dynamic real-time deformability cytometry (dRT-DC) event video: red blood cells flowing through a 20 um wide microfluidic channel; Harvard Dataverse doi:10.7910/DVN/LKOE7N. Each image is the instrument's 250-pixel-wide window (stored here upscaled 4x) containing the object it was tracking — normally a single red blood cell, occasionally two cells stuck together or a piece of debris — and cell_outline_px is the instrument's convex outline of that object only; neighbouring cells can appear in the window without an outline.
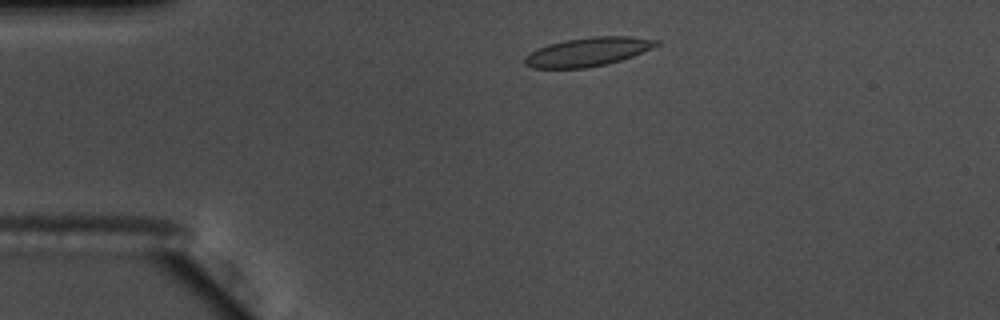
{"species": "common noctule bat (a hibernating species)", "species_latin": "Nyctalus noctula", "temperature_condition": "warm", "stored_images_in_passage": 47, "camera_frame_rate_fps": 3000, "um_per_image_px": 0.085, "animal": {"sex": "male", "body_mass_g": 17.5, "forearm_length_mm": 52.3}, "frame": {"image": 1, "passage_image": 3, "time_ms": 0.667, "image_size_px": [1000, 320], "cell_outline_px": [[660, 44], [652, 48], [632, 56], [608, 64], [588, 68], [532, 68], [524, 64], [524, 56], [536, 48], [548, 44], [564, 40], [592, 36], [632, 36], [660, 40]], "centroid_in_image_um": [49.95, 4.4], "position_along_channel_um": 35.0, "area_um2": 22.31}}
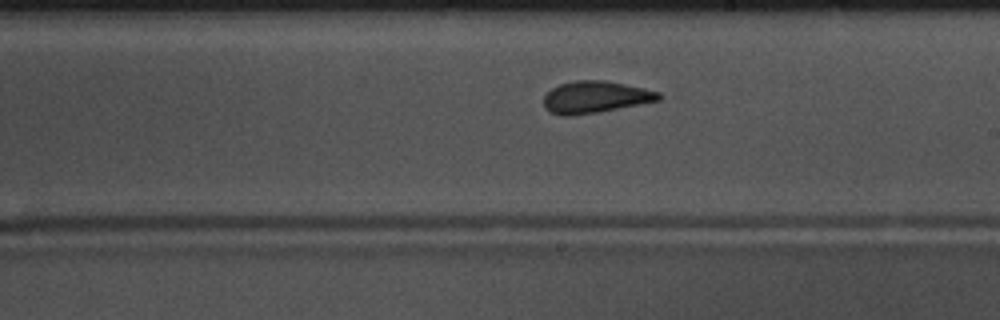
{"frame": {"image": 2, "passage_image": 23, "time_ms": 7.333, "image_size_px": [1000, 320], "cell_outline_px": [[664, 96], [660, 100], [596, 112], [572, 116], [560, 116], [548, 112], [544, 108], [544, 96], [552, 88], [560, 84], [576, 80], [604, 80], [644, 88], [660, 92]], "centroid_in_image_um": [50.58, 8.25], "position_along_channel_um": 238.4, "area_um2": 21.39}}
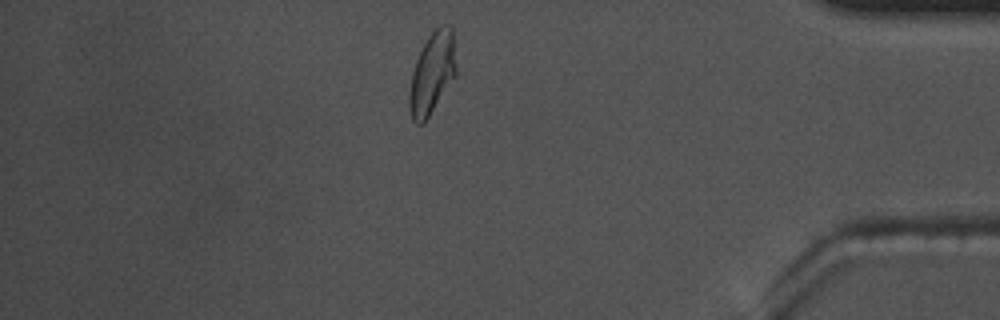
{"frame": {"image": 3, "passage_image": 39, "time_ms": 12.667, "image_size_px": [1000, 320], "cell_outline_px": [[456, 76], [424, 124], [416, 124], [412, 120], [408, 108], [408, 96], [412, 72], [416, 60], [428, 36], [440, 24], [448, 24], [452, 28], [456, 68]], "centroid_in_image_um": [36.72, 6.26], "position_along_channel_um": 398.5, "area_um2": 22.48}, "authors_computed_cell_mechanics": {"area_um2": 21.7328, "velocity_mm_per_s": 3.6577, "shape_relaxation_time_tau1_ms": 4.7582, "shape_relaxation_time_tau2_ms": 1.1553, "deformation_change_tau1": 0.1647, "deformation_change_tau2": 0.0899}}